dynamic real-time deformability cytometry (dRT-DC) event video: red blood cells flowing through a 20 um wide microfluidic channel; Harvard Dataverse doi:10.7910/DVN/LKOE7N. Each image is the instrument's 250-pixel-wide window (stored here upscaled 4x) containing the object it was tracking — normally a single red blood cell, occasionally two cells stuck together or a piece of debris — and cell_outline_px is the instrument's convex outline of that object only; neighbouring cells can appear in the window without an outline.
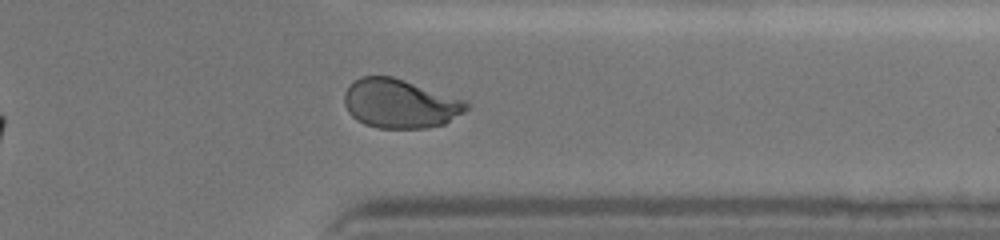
{"species": "human", "species_latin": "Homo sapiens", "temperature_condition": "cold", "stored_images_in_passage": 35, "camera_frame_rate_fps": 3000, "um_per_image_px": 0.085, "donor": {"sex": "female"}, "frame": {"image": 1, "passage_image": 30, "time_ms": 9.667, "image_size_px": [1000, 240], "cell_outline_px": [[472, 104], [464, 112], [444, 124], [424, 128], [380, 128], [364, 124], [356, 120], [348, 112], [344, 104], [344, 92], [348, 84], [352, 80], [360, 76], [392, 76], [468, 100]], "centroid_in_image_um": [34.0, 8.79], "position_along_channel_um": 377.4, "area_um2": 35.37}}
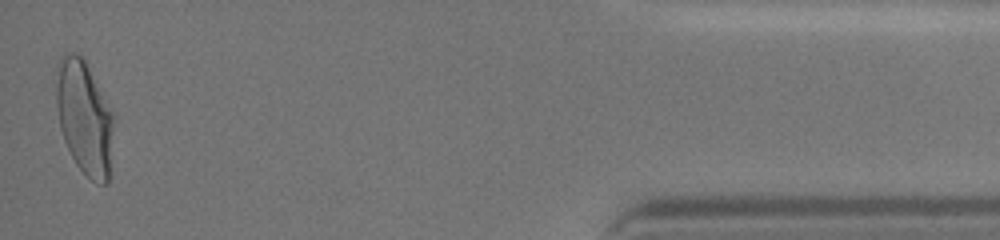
{"frame": {"image": 2, "passage_image": 35, "time_ms": 11.333, "image_size_px": [1000, 240], "cell_outline_px": [[116, 120], [108, 184], [100, 184], [92, 180], [76, 164], [64, 140], [60, 128], [56, 104], [56, 64], [60, 56], [64, 52], [76, 52], [84, 60], [112, 112]], "centroid_in_image_um": [7.18, 9.99], "position_along_channel_um": 428.0, "area_um2": 38.44}, "authors_computed_cell_mechanics": {"area_um2": 34.8534, "velocity_mm_per_s": 3.6351, "shape_relaxation_time_tau1_ms": 6.8049, "shape_relaxation_time_tau2_ms": 0.9634, "deformation_change_tau1": 0.209, "deformation_change_tau2": 0.0557}}